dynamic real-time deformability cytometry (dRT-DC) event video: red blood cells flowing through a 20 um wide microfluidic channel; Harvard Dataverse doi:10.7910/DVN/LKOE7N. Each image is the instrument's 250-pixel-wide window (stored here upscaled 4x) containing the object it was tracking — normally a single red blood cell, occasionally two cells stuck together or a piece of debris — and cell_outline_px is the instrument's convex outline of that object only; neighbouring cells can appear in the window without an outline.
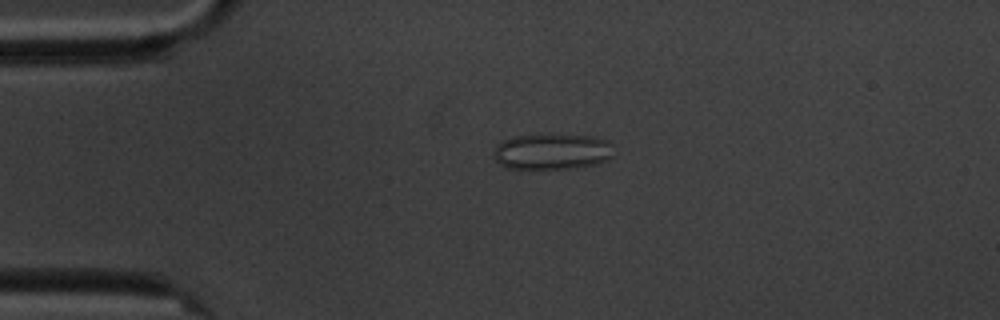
{"species": "common noctule bat (a hibernating species)", "species_latin": "Nyctalus noctula", "temperature_condition": "cold", "stored_images_in_passage": 2, "camera_frame_rate_fps": 3000, "um_per_image_px": 0.085, "animal": {"sex": "male", "body_mass_g": 20.1, "forearm_length_mm": 53.5}, "frame": {"image": 1, "passage_image": 1, "time_ms": 0.0, "image_size_px": [1000, 320], "cell_outline_px": [[612, 156], [596, 164], [572, 168], [508, 168], [500, 164], [496, 160], [492, 152], [504, 140], [512, 136], [596, 136], [608, 140], [612, 144]], "centroid_in_image_um": [46.95, 12.89], "position_along_channel_um": 38.1, "area_um2": 24.51}}